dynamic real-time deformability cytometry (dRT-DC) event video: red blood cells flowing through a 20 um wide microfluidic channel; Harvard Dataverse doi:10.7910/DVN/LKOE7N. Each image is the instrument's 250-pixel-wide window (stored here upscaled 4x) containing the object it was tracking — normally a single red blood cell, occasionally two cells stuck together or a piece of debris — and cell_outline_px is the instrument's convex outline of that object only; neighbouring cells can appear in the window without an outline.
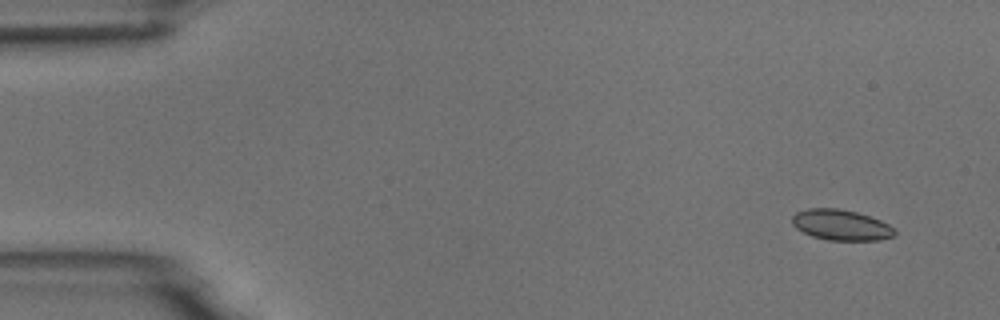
{"species": "common noctule bat (a hibernating species)", "species_latin": "Nyctalus noctula", "temperature_condition": "room temperature", "stored_images_in_passage": 4, "camera_frame_rate_fps": 3000, "um_per_image_px": 0.085, "animal": {"sex": "male", "body_mass_g": 18.8}, "frame": {"image": 1, "passage_image": 1, "time_ms": 0.0, "image_size_px": [1000, 320], "cell_outline_px": [[896, 232], [892, 236], [880, 240], [828, 240], [812, 236], [796, 228], [792, 224], [792, 216], [796, 212], [808, 208], [840, 208], [856, 212], [880, 220], [896, 228]], "centroid_in_image_um": [71.48, 19.12], "position_along_channel_um": 13.5, "area_um2": 18.32}}